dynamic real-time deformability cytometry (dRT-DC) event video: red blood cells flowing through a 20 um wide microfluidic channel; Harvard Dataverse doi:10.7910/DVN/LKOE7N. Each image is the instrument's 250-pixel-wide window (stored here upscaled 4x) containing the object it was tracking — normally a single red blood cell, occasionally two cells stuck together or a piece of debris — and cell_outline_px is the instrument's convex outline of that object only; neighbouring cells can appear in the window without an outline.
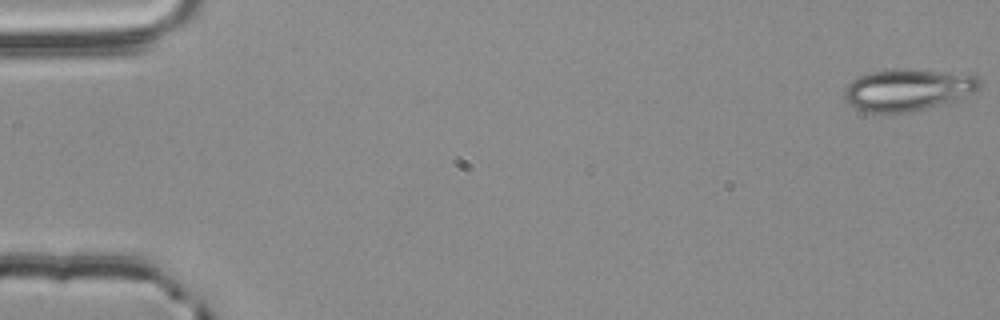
{"species": "common noctule bat (a hibernating species)", "species_latin": "Nyctalus noctula", "temperature_condition": "room temperature", "stored_images_in_passage": 56, "camera_frame_rate_fps": 3000, "um_per_image_px": 0.085, "animal": {"sex": "male", "body_mass_g": 20.4}, "frame": {"image": 1, "passage_image": 1, "time_ms": 0.0, "image_size_px": [1000, 320], "cell_outline_px": [[980, 88], [964, 100], [908, 112], [868, 112], [856, 108], [848, 104], [844, 96], [844, 88], [852, 80], [860, 76], [872, 72], [892, 68], [908, 68], [972, 72], [980, 76]], "centroid_in_image_um": [77.3, 7.6], "position_along_channel_um": 7.7, "area_um2": 34.28}}
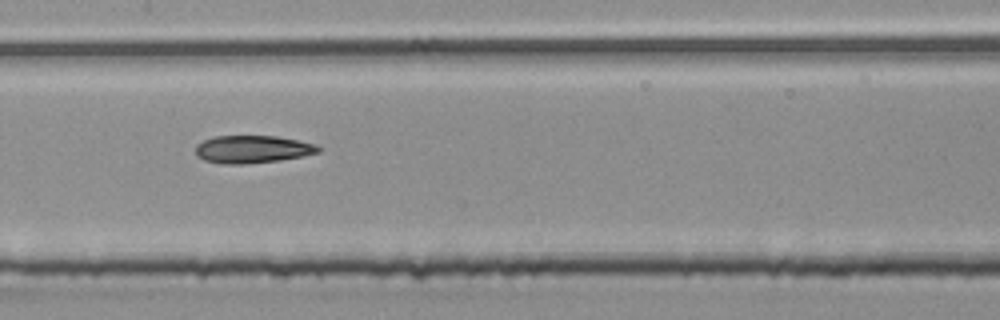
{"frame": {"image": 2, "passage_image": 28, "time_ms": 9.0, "image_size_px": [1000, 320], "cell_outline_px": [[320, 152], [304, 156], [280, 160], [244, 164], [228, 164], [204, 160], [196, 156], [196, 144], [212, 136], [276, 136], [316, 144], [320, 148]], "centroid_in_image_um": [21.45, 12.68], "position_along_channel_um": 185.9, "area_um2": 19.77}}
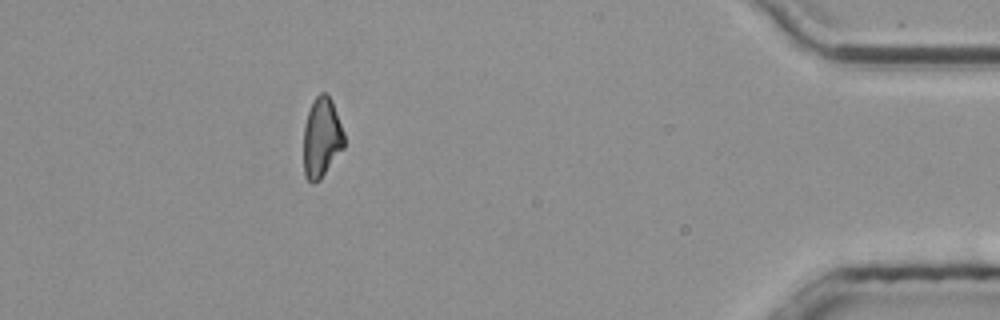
{"frame": {"image": 3, "passage_image": 50, "time_ms": 16.333, "image_size_px": [1000, 320], "cell_outline_px": [[344, 148], [320, 180], [312, 184], [304, 176], [304, 128], [308, 112], [316, 96], [320, 92], [328, 92], [332, 100], [344, 132]], "centroid_in_image_um": [27.35, 11.71], "position_along_channel_um": 407.9, "area_um2": 19.02}, "authors_computed_cell_mechanics": {"area_um2": 19.9699, "velocity_mm_per_s": 3.7902, "shape_relaxation_time_tau1_ms": null, "shape_relaxation_time_tau2_ms": 9.6978, "deformation_change_tau1": null, "deformation_change_tau2": 0.2089}}